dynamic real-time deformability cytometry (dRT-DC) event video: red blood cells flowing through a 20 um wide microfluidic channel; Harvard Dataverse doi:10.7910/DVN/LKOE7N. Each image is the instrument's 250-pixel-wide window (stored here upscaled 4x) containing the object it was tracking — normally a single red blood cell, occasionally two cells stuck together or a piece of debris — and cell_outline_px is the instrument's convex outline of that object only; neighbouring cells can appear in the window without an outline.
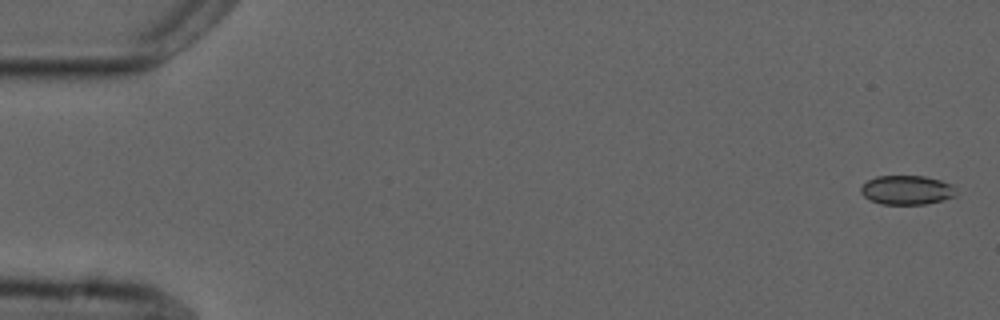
{"species": "common noctule bat (a hibernating species)", "species_latin": "Nyctalus noctula", "temperature_condition": "cold", "stored_images_in_passage": 6, "camera_frame_rate_fps": 3000, "um_per_image_px": 0.085, "animal": {"sex": "male", "forearm_length_mm": 52.5}, "frame": {"image": 1, "passage_image": 1, "time_ms": 0.0, "image_size_px": [1000, 320], "cell_outline_px": [[956, 196], [944, 200], [928, 204], [880, 204], [864, 196], [860, 192], [860, 188], [868, 180], [876, 176], [924, 176], [940, 180], [952, 184]], "centroid_in_image_um": [77.08, 16.15], "position_along_channel_um": 7.9, "area_um2": 16.18}}
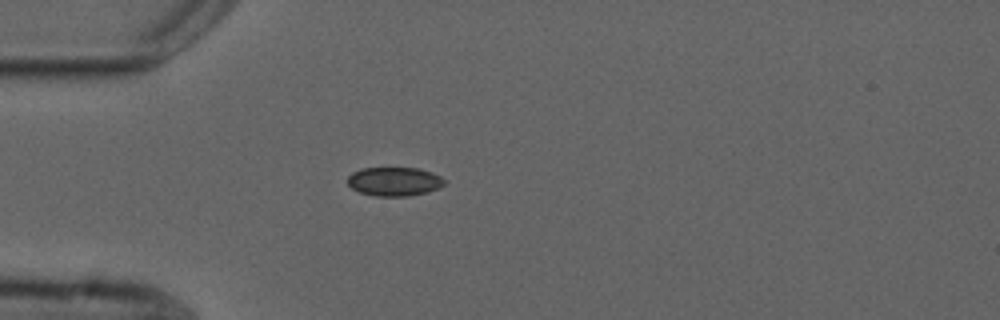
{"frame": {"image": 2, "passage_image": 5, "time_ms": 4.667, "image_size_px": [1000, 320], "cell_outline_px": [[444, 184], [440, 188], [428, 192], [408, 196], [376, 196], [360, 192], [352, 188], [348, 184], [348, 176], [352, 172], [360, 168], [420, 168], [432, 172], [440, 176], [444, 180]], "centroid_in_image_um": [33.52, 15.42], "position_along_channel_um": 51.5, "area_um2": 16.36}}